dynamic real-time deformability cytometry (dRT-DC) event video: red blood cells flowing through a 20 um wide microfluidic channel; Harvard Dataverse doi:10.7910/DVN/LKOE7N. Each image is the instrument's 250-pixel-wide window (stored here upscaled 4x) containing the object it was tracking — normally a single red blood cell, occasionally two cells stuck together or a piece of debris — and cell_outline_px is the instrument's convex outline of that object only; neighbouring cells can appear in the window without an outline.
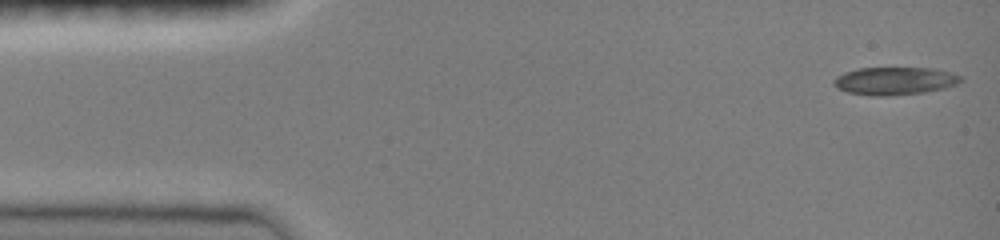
{"species": "common noctule bat (a hibernating species)", "species_latin": "Nyctalus noctula", "temperature_condition": "room temperature", "stored_images_in_passage": 36, "camera_frame_rate_fps": 3000, "um_per_image_px": 0.085, "animal": {"sex": "female", "body_mass_g": 19.0, "forearm_length_mm": 51.5}, "frame": {"image": 1, "passage_image": 1, "time_ms": 0.0, "image_size_px": [1000, 240], "cell_outline_px": [[960, 80], [956, 84], [944, 88], [924, 92], [892, 96], [872, 96], [848, 92], [836, 88], [832, 84], [832, 80], [836, 76], [844, 72], [860, 68], [932, 68], [948, 72], [960, 76]], "centroid_in_image_um": [75.97, 6.88], "position_along_channel_um": 9.0, "area_um2": 20.52}}
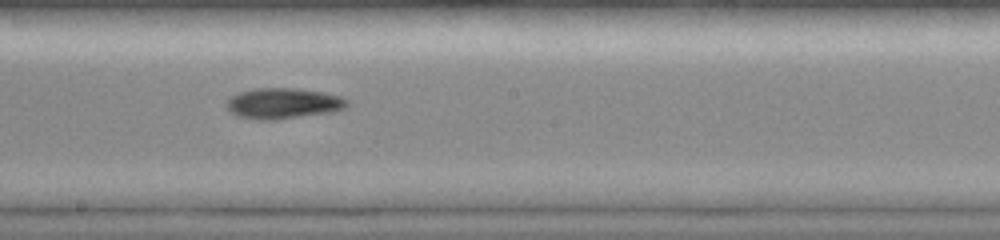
{"frame": {"image": 2, "passage_image": 18, "time_ms": 5.667, "image_size_px": [1000, 240], "cell_outline_px": [[348, 104], [344, 108], [332, 112], [276, 120], [256, 120], [240, 116], [232, 112], [224, 104], [232, 96], [240, 92], [252, 88], [292, 88], [324, 92], [340, 96], [348, 100]], "centroid_in_image_um": [24.07, 8.79], "position_along_channel_um": 224.1, "area_um2": 21.56}}
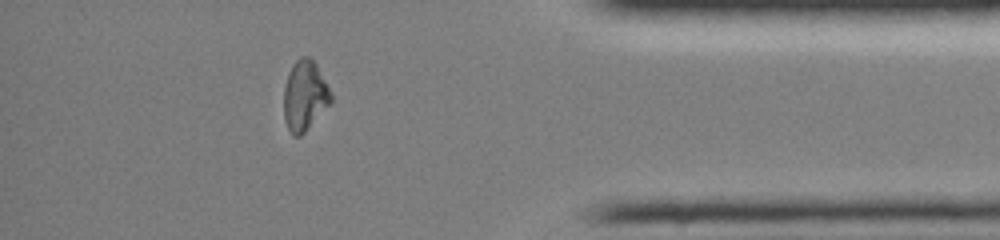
{"frame": {"image": 3, "passage_image": 31, "time_ms": 10.0, "image_size_px": [1000, 240], "cell_outline_px": [[332, 100], [304, 132], [300, 136], [292, 136], [284, 120], [284, 88], [288, 72], [292, 64], [300, 56], [308, 56], [316, 64], [332, 96]], "centroid_in_image_um": [25.86, 8.11], "position_along_channel_um": 409.3, "area_um2": 18.9}, "authors_computed_cell_mechanics": {"area_um2": 20.1722, "velocity_mm_per_s": 4.1344, "shape_relaxation_time_tau1_ms": 5.9677, "shape_relaxation_time_tau2_ms": null, "deformation_change_tau1": 0.1956, "deformation_change_tau2": null}}